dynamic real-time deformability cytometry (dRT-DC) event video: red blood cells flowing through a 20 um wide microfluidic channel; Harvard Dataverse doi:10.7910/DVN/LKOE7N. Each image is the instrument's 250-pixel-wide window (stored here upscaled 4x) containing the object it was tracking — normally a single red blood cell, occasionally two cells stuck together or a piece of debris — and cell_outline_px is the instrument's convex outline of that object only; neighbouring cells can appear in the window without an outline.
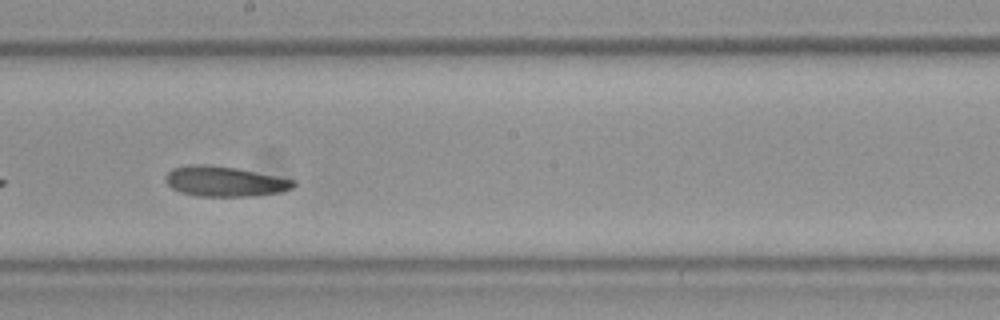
{"species": "Egyptian fruit bat (a non-hibernating species)", "species_latin": "Rousettus aegyptiacus", "temperature_condition": "room temperature", "stored_images_in_passage": 23, "camera_frame_rate_fps": 3000, "um_per_image_px": 0.085, "frame": {"image": 1, "passage_image": 10, "time_ms": 3.0, "image_size_px": [1000, 320], "cell_outline_px": [[296, 184], [292, 188], [280, 192], [256, 196], [196, 196], [180, 192], [172, 188], [164, 180], [168, 172], [172, 168], [188, 164], [204, 164], [236, 168], [296, 180]], "centroid_in_image_um": [19.08, 15.42], "position_along_channel_um": 229.1, "area_um2": 22.54}}